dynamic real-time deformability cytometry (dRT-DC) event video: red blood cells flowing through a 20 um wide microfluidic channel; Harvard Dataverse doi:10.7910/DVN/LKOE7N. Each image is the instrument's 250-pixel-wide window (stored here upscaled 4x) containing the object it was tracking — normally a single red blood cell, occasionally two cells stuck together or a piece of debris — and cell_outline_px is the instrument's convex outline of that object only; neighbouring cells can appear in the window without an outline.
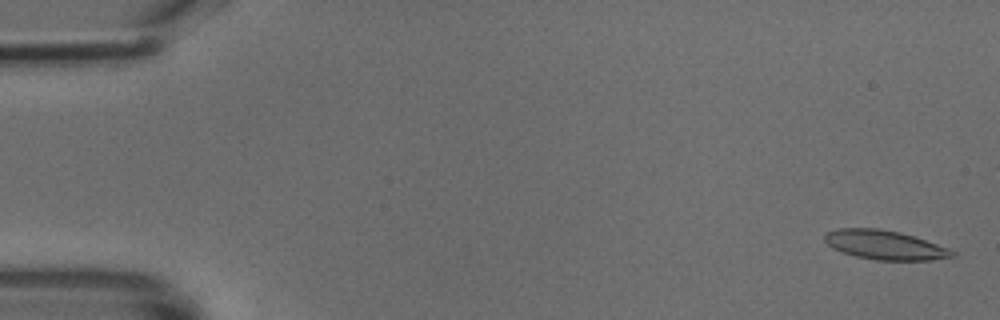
{"species": "common noctule bat (a hibernating species)", "species_latin": "Nyctalus noctula", "temperature_condition": "cold", "stored_images_in_passage": 49, "camera_frame_rate_fps": 3000, "um_per_image_px": 0.085, "animal": {"sex": "male", "body_mass_g": 18.8}, "frame": {"image": 1, "passage_image": 2, "time_ms": 0.333, "image_size_px": [1000, 320], "cell_outline_px": [[956, 256], [932, 260], [876, 260], [856, 256], [832, 248], [824, 240], [824, 236], [828, 232], [836, 228], [880, 228], [900, 232], [948, 248], [956, 252]], "centroid_in_image_um": [75.2, 20.82], "position_along_channel_um": 9.8, "area_um2": 21.56}}
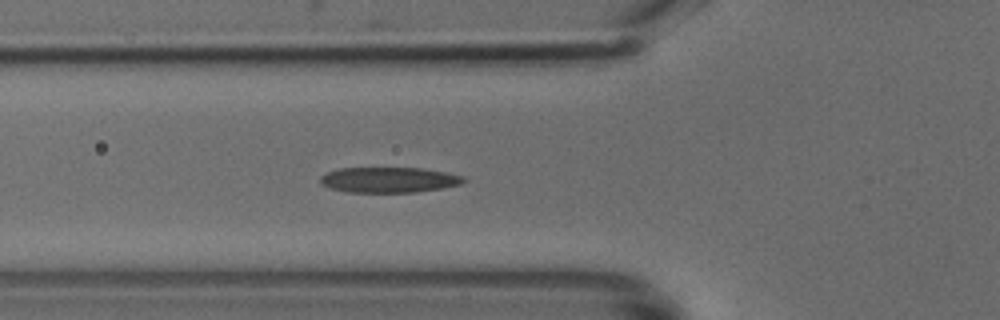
{"frame": {"image": 2, "passage_image": 18, "time_ms": 5.667, "image_size_px": [1000, 320], "cell_outline_px": [[468, 180], [460, 184], [440, 188], [416, 192], [348, 192], [332, 188], [320, 184], [320, 176], [328, 172], [340, 168], [420, 168], [444, 172], [464, 176]], "centroid_in_image_um": [33.06, 15.28], "position_along_channel_um": 92.7, "area_um2": 21.1}}
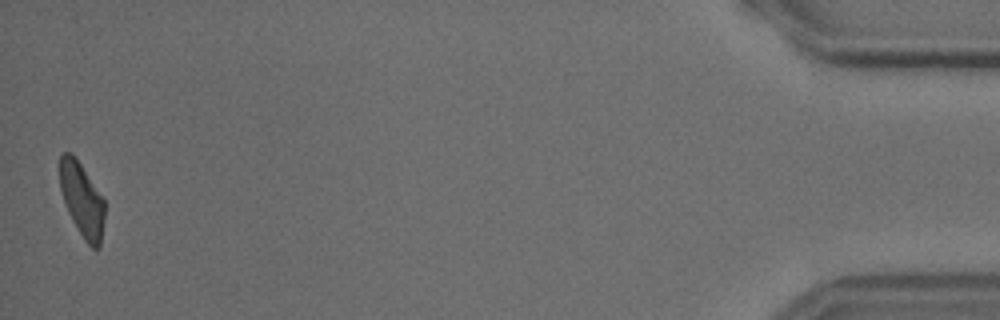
{"frame": {"image": 3, "passage_image": 49, "time_ms": 16.0, "image_size_px": [1000, 320], "cell_outline_px": [[104, 220], [100, 248], [92, 248], [84, 240], [72, 220], [68, 212], [60, 188], [60, 156], [64, 152], [72, 152], [104, 200]], "centroid_in_image_um": [6.97, 17.0], "position_along_channel_um": 428.2, "area_um2": 19.02}}